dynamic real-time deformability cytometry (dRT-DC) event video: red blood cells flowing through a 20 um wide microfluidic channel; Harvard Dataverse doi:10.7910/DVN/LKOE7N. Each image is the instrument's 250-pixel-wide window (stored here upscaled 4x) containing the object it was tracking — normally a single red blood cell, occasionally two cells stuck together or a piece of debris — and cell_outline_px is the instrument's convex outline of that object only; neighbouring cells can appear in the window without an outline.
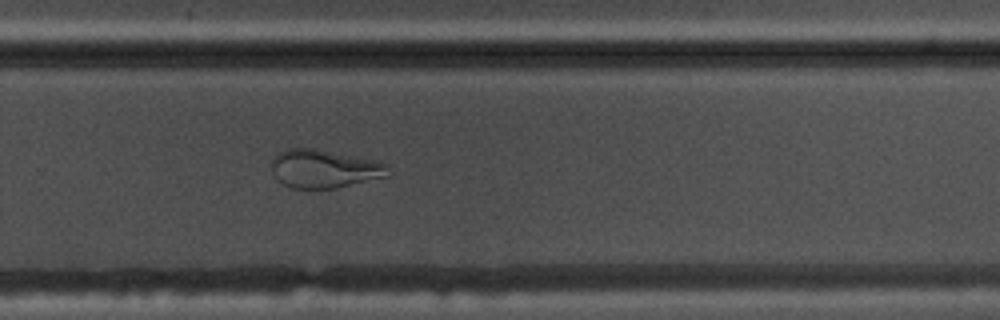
{"species": "common noctule bat (a hibernating species)", "species_latin": "Nyctalus noctula", "temperature_condition": "warm", "stored_images_in_passage": 39, "camera_frame_rate_fps": 3000, "um_per_image_px": 0.085, "animal": {"sex": "male", "body_mass_g": 17.5, "forearm_length_mm": 52.3}, "frame": {"image": 1, "passage_image": 21, "time_ms": 6.667, "image_size_px": [1000, 320], "cell_outline_px": [[392, 176], [336, 188], [292, 188], [276, 180], [272, 172], [272, 160], [276, 152], [288, 148], [312, 148], [380, 160], [388, 164]], "centroid_in_image_um": [27.62, 14.34], "position_along_channel_um": 302.2, "area_um2": 26.65}}
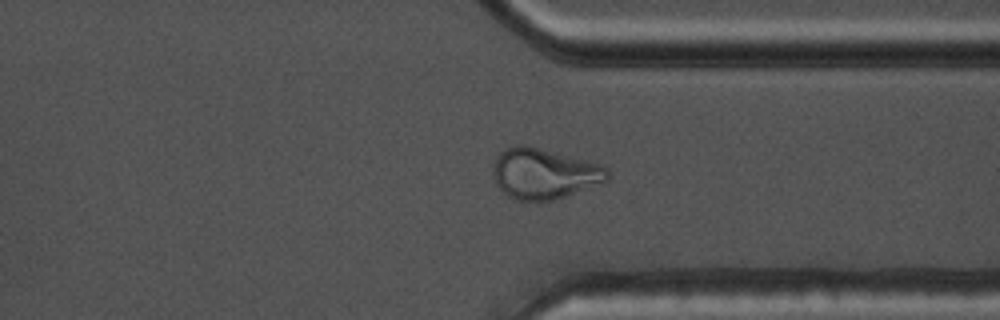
{"frame": {"image": 2, "passage_image": 26, "time_ms": 8.333, "image_size_px": [1000, 320], "cell_outline_px": [[612, 172], [608, 180], [564, 196], [552, 200], [516, 200], [508, 196], [496, 184], [496, 156], [504, 148], [516, 144], [524, 144], [588, 160], [600, 164], [608, 168]], "centroid_in_image_um": [46.3, 14.73], "position_along_channel_um": 365.1, "area_um2": 33.35}}
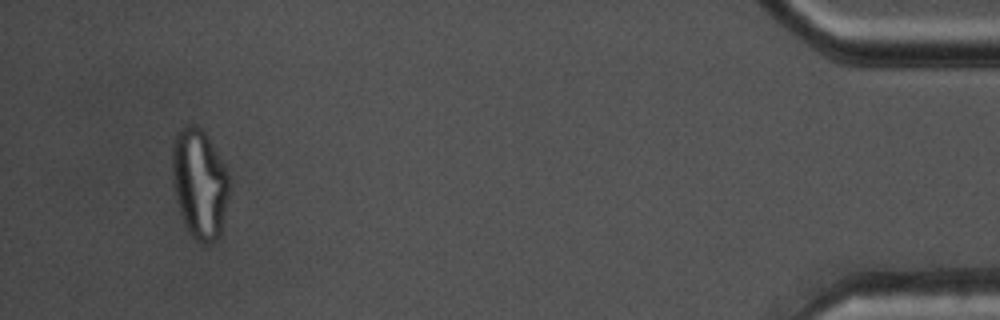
{"frame": {"image": 3, "passage_image": 36, "time_ms": 11.667, "image_size_px": [1000, 320], "cell_outline_px": [[228, 196], [220, 236], [212, 244], [200, 244], [188, 232], [180, 212], [172, 180], [172, 144], [176, 132], [184, 124], [196, 124], [208, 136], [224, 164], [228, 172]], "centroid_in_image_um": [16.95, 15.59], "position_along_channel_um": 418.3, "area_um2": 36.7}, "authors_computed_cell_mechanics": {"area_um2": 28.9, "velocity_mm_per_s": 3.7627, "shape_relaxation_time_tau1_ms": null, "shape_relaxation_time_tau2_ms": 0.7427, "deformation_change_tau1": null, "deformation_change_tau2": 0.0759}}